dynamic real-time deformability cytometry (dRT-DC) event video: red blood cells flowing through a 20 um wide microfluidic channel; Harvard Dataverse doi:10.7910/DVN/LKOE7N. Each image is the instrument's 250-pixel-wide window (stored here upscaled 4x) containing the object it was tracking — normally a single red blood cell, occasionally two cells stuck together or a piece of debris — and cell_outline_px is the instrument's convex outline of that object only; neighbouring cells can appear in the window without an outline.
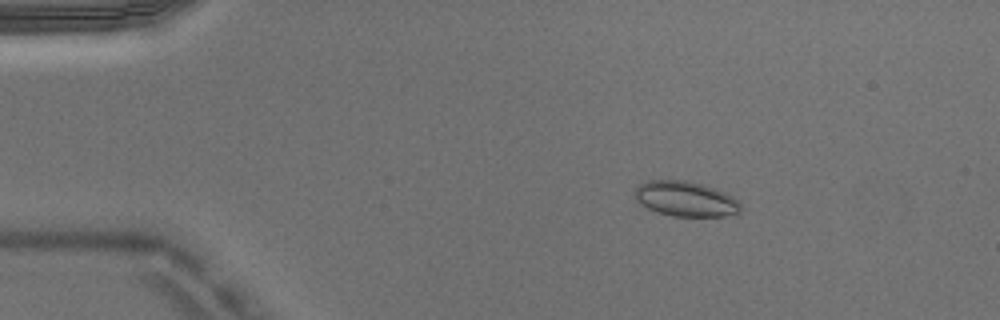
{"species": "Egyptian fruit bat (a non-hibernating species)", "species_latin": "Rousettus aegyptiacus", "temperature_condition": "warm", "stored_images_in_passage": 4, "camera_frame_rate_fps": 3000, "um_per_image_px": 0.085, "animal": {"sex": "male"}, "frame": {"image": 1, "passage_image": 1, "time_ms": 0.0, "image_size_px": [1000, 320], "cell_outline_px": [[744, 208], [740, 212], [724, 216], [672, 216], [648, 208], [640, 204], [636, 200], [636, 188], [640, 184], [648, 180], [684, 180], [704, 184], [716, 188], [740, 200]], "centroid_in_image_um": [58.34, 16.9], "position_along_channel_um": 26.7, "area_um2": 21.79}}